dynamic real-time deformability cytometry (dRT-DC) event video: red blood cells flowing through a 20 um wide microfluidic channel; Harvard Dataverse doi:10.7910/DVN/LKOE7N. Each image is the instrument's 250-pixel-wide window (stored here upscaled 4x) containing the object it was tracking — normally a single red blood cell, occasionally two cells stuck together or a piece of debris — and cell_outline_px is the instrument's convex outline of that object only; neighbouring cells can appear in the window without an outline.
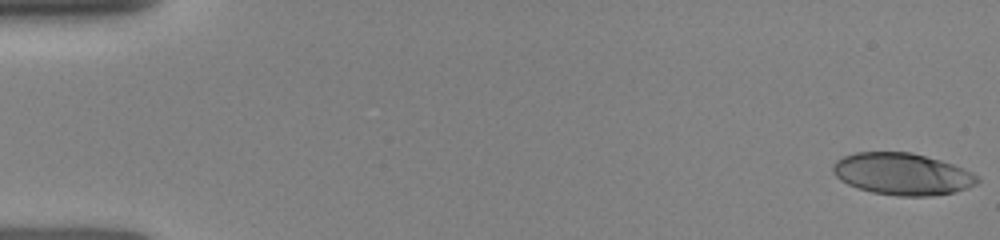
{"species": "human", "species_latin": "Homo sapiens", "temperature_condition": "room temperature", "stored_images_in_passage": 12, "camera_frame_rate_fps": 3000, "um_per_image_px": 0.085, "donor": {"sex": "female"}, "frame": {"image": 1, "passage_image": 1, "time_ms": 0.0, "image_size_px": [1000, 240], "cell_outline_px": [[980, 180], [976, 184], [968, 188], [952, 192], [932, 196], [896, 196], [872, 192], [856, 188], [840, 180], [832, 172], [832, 164], [836, 160], [844, 156], [856, 152], [912, 152], [940, 160], [964, 168], [980, 176]], "centroid_in_image_um": [76.69, 14.79], "position_along_channel_um": 8.3, "area_um2": 35.49}}
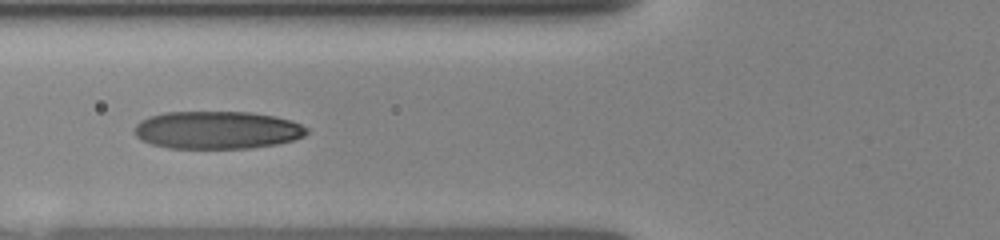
{"frame": {"image": 2, "passage_image": 10, "time_ms": 6.0, "image_size_px": [1000, 240], "cell_outline_px": [[308, 132], [304, 136], [292, 140], [276, 144], [252, 148], [168, 148], [152, 144], [136, 136], [132, 132], [136, 124], [140, 120], [148, 116], [164, 112], [252, 112], [292, 120], [308, 128]], "centroid_in_image_um": [18.44, 11.05], "position_along_channel_um": 107.4, "area_um2": 38.03}}
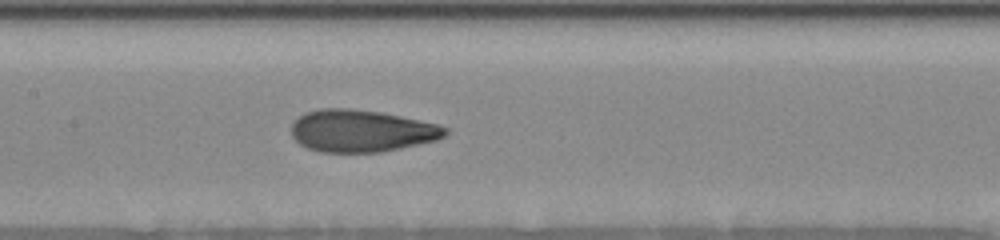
{"frame": {"image": 3, "passage_image": 12, "time_ms": 7.667, "image_size_px": [1000, 240], "cell_outline_px": [[448, 132], [444, 136], [436, 140], [400, 148], [380, 152], [320, 152], [308, 148], [300, 144], [292, 136], [292, 124], [304, 112], [320, 108], [348, 108], [380, 112], [400, 116], [436, 124], [448, 128]], "centroid_in_image_um": [30.69, 11.12], "position_along_channel_um": 176.7, "area_um2": 37.57}}